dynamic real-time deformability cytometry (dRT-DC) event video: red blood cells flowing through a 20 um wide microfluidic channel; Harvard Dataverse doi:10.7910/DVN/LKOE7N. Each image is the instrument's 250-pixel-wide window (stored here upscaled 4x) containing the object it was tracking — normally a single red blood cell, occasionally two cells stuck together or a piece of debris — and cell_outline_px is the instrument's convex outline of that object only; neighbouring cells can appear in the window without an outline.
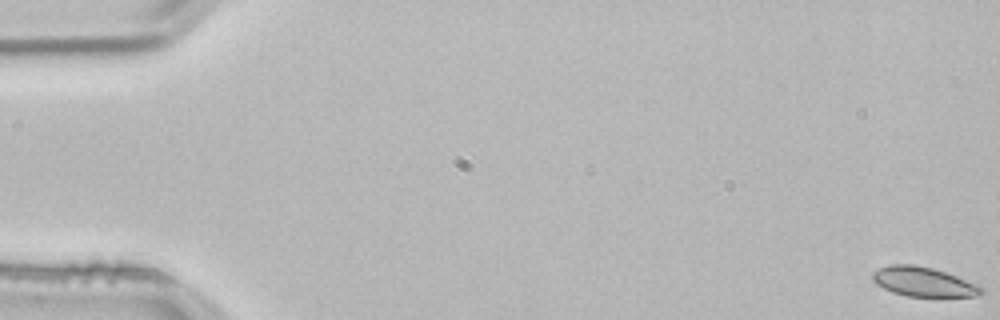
{"species": "common noctule bat (a hibernating species)", "species_latin": "Nyctalus noctula", "temperature_condition": "room temperature", "stored_images_in_passage": 19, "camera_frame_rate_fps": 3000, "um_per_image_px": 0.085, "animal": {"sex": "male", "body_mass_g": 21.5, "forearm_length_mm": 52.0}, "frame": {"image": 1, "passage_image": 1, "time_ms": 0.0, "image_size_px": [1000, 320], "cell_outline_px": [[984, 292], [976, 296], [908, 296], [892, 292], [876, 284], [872, 280], [872, 272], [880, 268], [892, 264], [912, 264], [932, 268], [956, 276], [984, 288]], "centroid_in_image_um": [78.45, 23.95], "position_along_channel_um": 6.5, "area_um2": 18.38}}
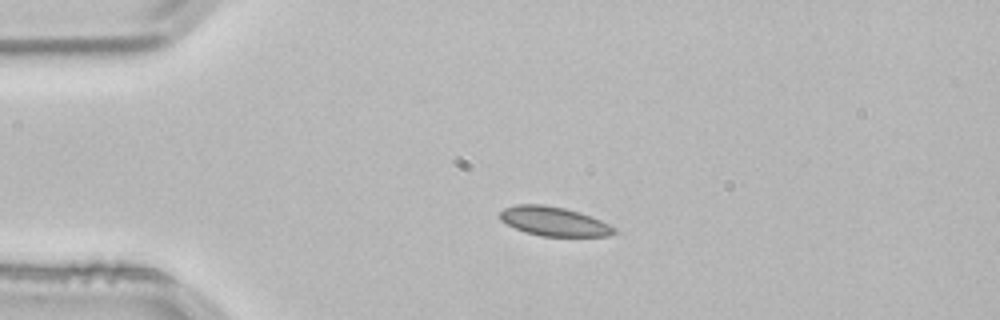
{"frame": {"image": 2, "passage_image": 13, "time_ms": 4.0, "image_size_px": [1000, 320], "cell_outline_px": [[616, 232], [608, 236], [540, 236], [524, 232], [500, 220], [500, 212], [504, 208], [516, 204], [544, 204], [564, 208], [580, 212], [600, 220], [616, 228]], "centroid_in_image_um": [47.07, 18.81], "position_along_channel_um": 37.9, "area_um2": 19.36}}
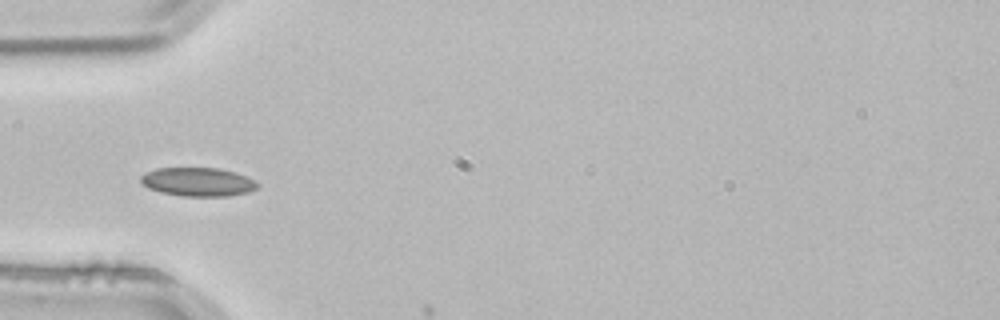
{"frame": {"image": 3, "passage_image": 18, "time_ms": 5.667, "image_size_px": [1000, 320], "cell_outline_px": [[260, 184], [256, 188], [248, 192], [228, 196], [180, 196], [160, 192], [148, 188], [140, 180], [140, 176], [144, 172], [156, 168], [220, 168], [236, 172], [256, 180]], "centroid_in_image_um": [16.83, 15.45], "position_along_channel_um": 68.2, "area_um2": 19.71}}